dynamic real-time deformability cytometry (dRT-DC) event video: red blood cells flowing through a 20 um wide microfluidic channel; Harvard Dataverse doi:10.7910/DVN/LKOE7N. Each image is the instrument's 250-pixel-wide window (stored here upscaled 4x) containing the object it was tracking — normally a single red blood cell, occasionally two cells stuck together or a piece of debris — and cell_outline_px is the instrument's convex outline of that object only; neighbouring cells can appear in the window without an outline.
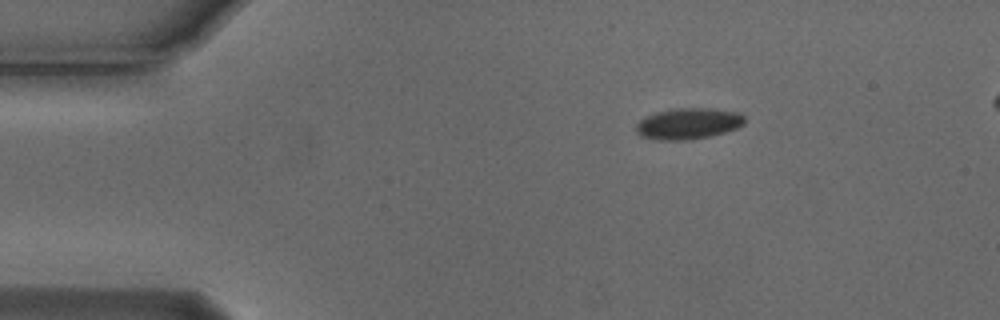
{"species": "Egyptian fruit bat (a non-hibernating species)", "species_latin": "Rousettus aegyptiacus", "temperature_condition": "cold", "stored_images_in_passage": 4, "segment_of_instrument_passage": [1, 2], "camera_frame_rate_fps": 3000, "um_per_image_px": 0.085, "animal": {"sex": "male"}, "frame": {"image": 1, "passage_image": 1, "time_ms": 0.0, "image_size_px": [1000, 320], "cell_outline_px": [[744, 124], [736, 128], [724, 132], [692, 140], [656, 140], [640, 136], [636, 132], [636, 124], [644, 116], [656, 112], [672, 108], [712, 108], [740, 112], [744, 116]], "centroid_in_image_um": [58.48, 10.5], "position_along_channel_um": 26.5, "area_um2": 19.94}}